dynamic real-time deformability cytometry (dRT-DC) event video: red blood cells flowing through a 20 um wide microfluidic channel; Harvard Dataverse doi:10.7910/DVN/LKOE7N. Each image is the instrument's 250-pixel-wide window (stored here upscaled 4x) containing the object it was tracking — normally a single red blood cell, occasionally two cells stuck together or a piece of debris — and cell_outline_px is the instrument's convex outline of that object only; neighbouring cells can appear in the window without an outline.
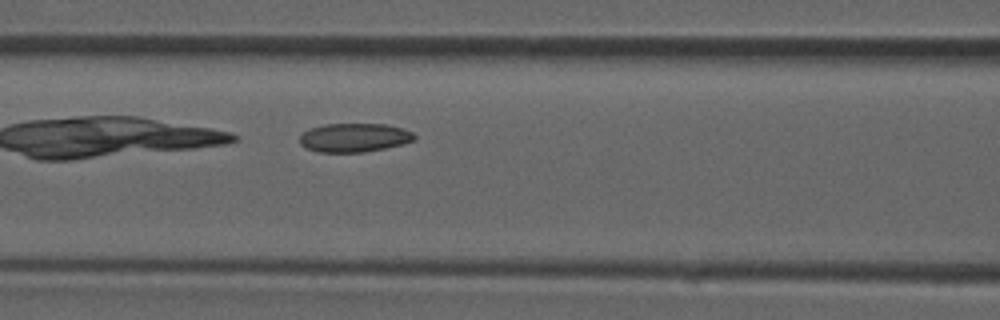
{"species": "common noctule bat (a hibernating species)", "species_latin": "Nyctalus noctula", "temperature_condition": "room temperature", "stored_images_in_passage": 27, "camera_frame_rate_fps": 3000, "um_per_image_px": 0.085, "animal": {"sex": "male", "forearm_length_mm": 52.5}, "frame": {"image": 1, "passage_image": 5, "time_ms": 1.333, "image_size_px": [1000, 320], "cell_outline_px": [[416, 140], [384, 148], [364, 152], [316, 152], [300, 144], [300, 136], [304, 132], [312, 128], [324, 124], [388, 124], [404, 128], [412, 132], [416, 136]], "centroid_in_image_um": [30.14, 11.69], "position_along_channel_um": 136.5, "area_um2": 19.19}}
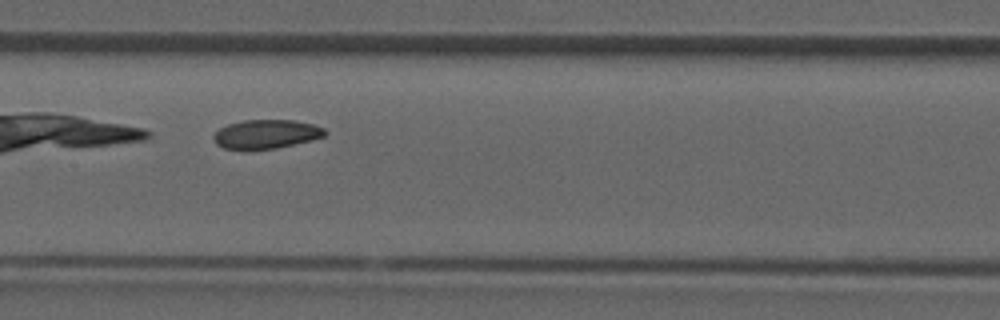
{"frame": {"image": 2, "passage_image": 8, "time_ms": 2.333, "image_size_px": [1000, 320], "cell_outline_px": [[328, 132], [324, 136], [312, 140], [276, 148], [224, 148], [216, 144], [212, 136], [220, 128], [228, 124], [244, 120], [296, 120], [312, 124], [324, 128]], "centroid_in_image_um": [22.65, 11.38], "position_along_channel_um": 184.7, "area_um2": 18.5}}